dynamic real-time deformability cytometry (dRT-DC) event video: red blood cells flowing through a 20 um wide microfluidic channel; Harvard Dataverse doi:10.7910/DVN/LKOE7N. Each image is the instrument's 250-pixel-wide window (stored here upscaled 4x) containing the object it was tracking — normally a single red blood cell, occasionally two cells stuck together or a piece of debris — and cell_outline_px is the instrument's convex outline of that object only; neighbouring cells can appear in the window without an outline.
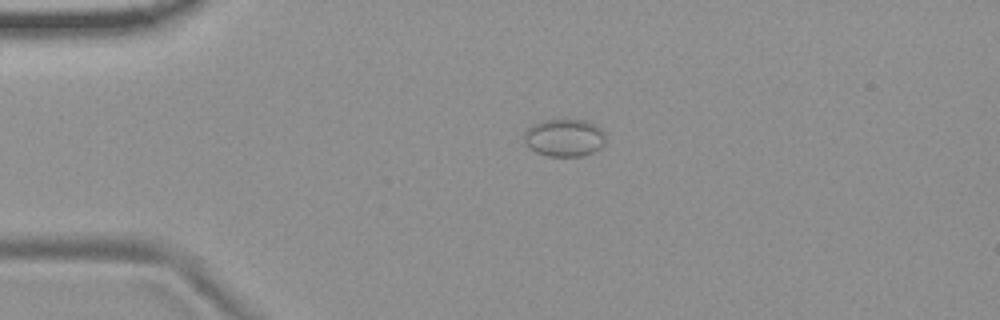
{"species": "common noctule bat (a hibernating species)", "species_latin": "Nyctalus noctula", "temperature_condition": "room temperature", "stored_images_in_passage": 3, "camera_frame_rate_fps": 3000, "um_per_image_px": 0.085, "animal": {"sex": "female", "body_mass_g": 19.9}, "frame": {"image": 1, "passage_image": 2, "time_ms": 1.333, "image_size_px": [1000, 320], "cell_outline_px": [[604, 144], [600, 148], [592, 152], [580, 156], [548, 156], [536, 152], [524, 144], [524, 132], [532, 124], [544, 120], [588, 120], [596, 124], [604, 132]], "centroid_in_image_um": [47.96, 11.7], "position_along_channel_um": 37.0, "area_um2": 17.92}}